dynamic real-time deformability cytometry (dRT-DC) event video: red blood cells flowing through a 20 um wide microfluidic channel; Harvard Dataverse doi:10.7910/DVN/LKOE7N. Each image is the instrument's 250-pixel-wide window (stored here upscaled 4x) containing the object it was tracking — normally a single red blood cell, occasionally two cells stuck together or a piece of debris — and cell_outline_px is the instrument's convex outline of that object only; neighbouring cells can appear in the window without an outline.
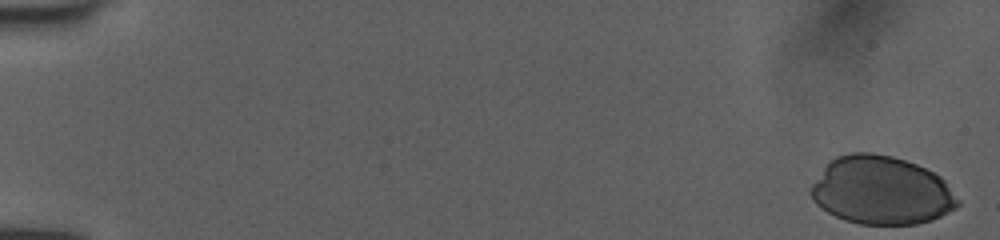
{"species": "human", "species_latin": "Homo sapiens", "temperature_condition": "room temperature", "stored_images_in_passage": 44, "camera_frame_rate_fps": 3000, "um_per_image_px": 0.085, "donor": {"sex": "female"}, "frame": {"image": 1, "passage_image": 1, "time_ms": 0.0, "image_size_px": [1000, 240], "cell_outline_px": [[960, 204], [956, 208], [932, 220], [916, 224], [860, 224], [844, 220], [828, 212], [816, 204], [812, 200], [812, 184], [824, 168], [836, 156], [852, 152], [872, 152], [892, 156], [916, 164], [940, 176], [944, 180], [960, 200]], "centroid_in_image_um": [74.94, 16.19], "position_along_channel_um": 10.1, "area_um2": 58.2}}